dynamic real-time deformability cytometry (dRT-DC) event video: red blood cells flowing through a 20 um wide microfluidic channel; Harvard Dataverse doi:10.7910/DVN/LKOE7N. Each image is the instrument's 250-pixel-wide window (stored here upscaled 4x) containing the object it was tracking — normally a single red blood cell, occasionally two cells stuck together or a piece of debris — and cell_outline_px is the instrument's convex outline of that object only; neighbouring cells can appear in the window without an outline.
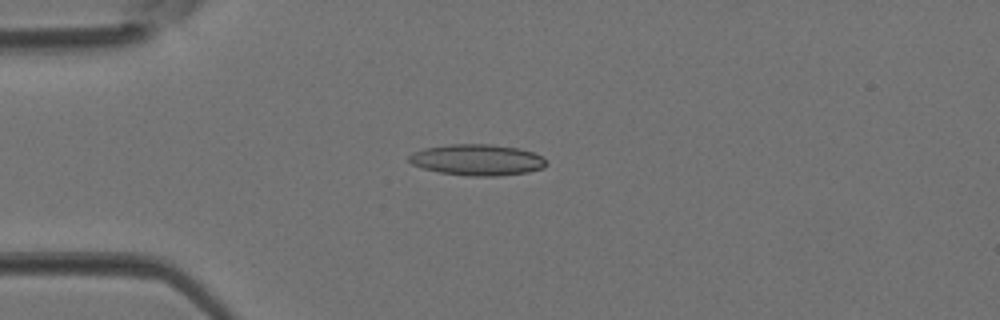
{"species": "Egyptian fruit bat (a non-hibernating species)", "species_latin": "Rousettus aegyptiacus", "temperature_condition": "room temperature", "stored_images_in_passage": 1, "camera_frame_rate_fps": 3000, "um_per_image_px": 0.085, "animal": {"sex": "female"}, "frame": {"image": 1, "passage_image": 1, "time_ms": 0.0, "image_size_px": [1000, 320], "cell_outline_px": [[548, 164], [544, 168], [528, 172], [496, 176], [468, 176], [440, 172], [424, 168], [412, 164], [408, 160], [408, 156], [412, 152], [424, 148], [452, 144], [492, 144], [520, 148], [532, 152], [548, 160]], "centroid_in_image_um": [40.59, 13.58], "position_along_channel_um": 44.4, "area_um2": 25.03}}